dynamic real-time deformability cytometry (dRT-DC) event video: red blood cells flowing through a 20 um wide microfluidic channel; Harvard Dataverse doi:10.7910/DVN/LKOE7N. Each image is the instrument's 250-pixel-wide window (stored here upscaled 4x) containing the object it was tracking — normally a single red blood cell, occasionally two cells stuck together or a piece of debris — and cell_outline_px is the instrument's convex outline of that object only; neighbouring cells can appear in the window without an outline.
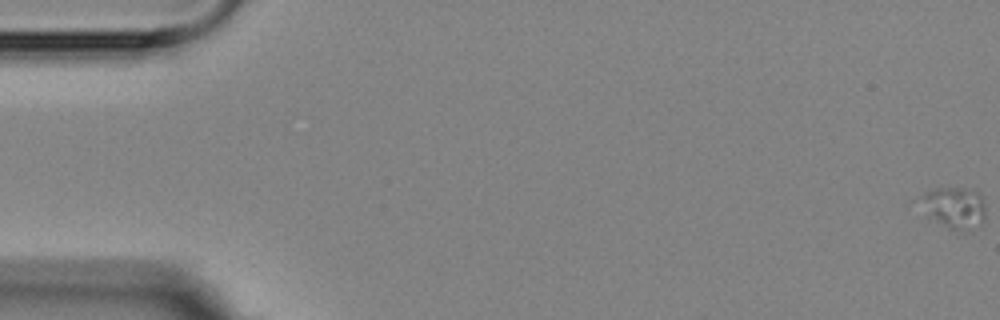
{"species": "Egyptian fruit bat (a non-hibernating species)", "species_latin": "Rousettus aegyptiacus", "temperature_condition": "room temperature", "stored_images_in_passage": 6, "camera_frame_rate_fps": 3000, "um_per_image_px": 0.085, "animal": {"sex": "female"}, "frame": {"image": 1, "passage_image": 1, "time_ms": 0.0, "image_size_px": [1000, 320], "cell_outline_px": [[984, 220], [980, 224], [956, 228], [948, 228], [924, 216], [924, 192], [936, 188], [964, 188], [976, 192], [980, 196], [984, 208]], "centroid_in_image_um": [81.08, 17.61], "position_along_channel_um": 3.9, "area_um2": 14.85}}